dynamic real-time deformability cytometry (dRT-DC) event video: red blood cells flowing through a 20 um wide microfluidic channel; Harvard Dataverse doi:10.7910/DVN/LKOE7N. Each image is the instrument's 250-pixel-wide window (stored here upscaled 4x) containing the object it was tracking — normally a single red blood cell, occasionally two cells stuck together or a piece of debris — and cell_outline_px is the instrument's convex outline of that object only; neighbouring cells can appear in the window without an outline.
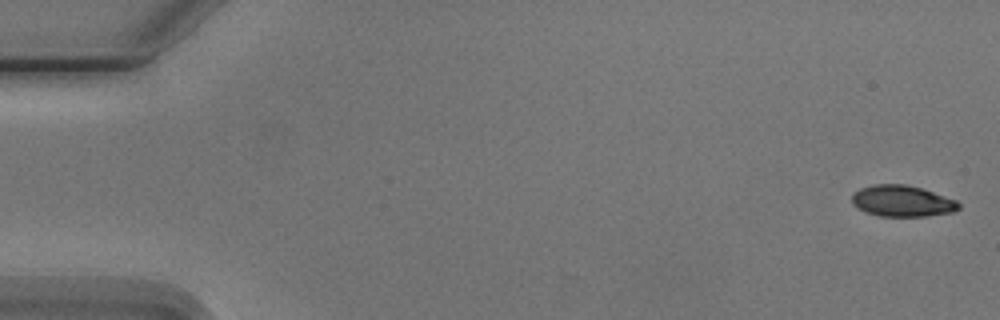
{"species": "Egyptian fruit bat (a non-hibernating species)", "species_latin": "Rousettus aegyptiacus", "temperature_condition": "cold", "stored_images_in_passage": 6, "camera_frame_rate_fps": 3000, "um_per_image_px": 0.085, "animal": {"sex": "male"}, "frame": {"image": 1, "passage_image": 1, "time_ms": 0.0, "image_size_px": [1000, 320], "cell_outline_px": [[960, 208], [952, 212], [924, 216], [880, 216], [868, 212], [852, 204], [852, 196], [860, 188], [872, 184], [904, 184], [920, 188], [956, 200], [960, 204]], "centroid_in_image_um": [76.68, 17.08], "position_along_channel_um": 8.3, "area_um2": 19.13}}
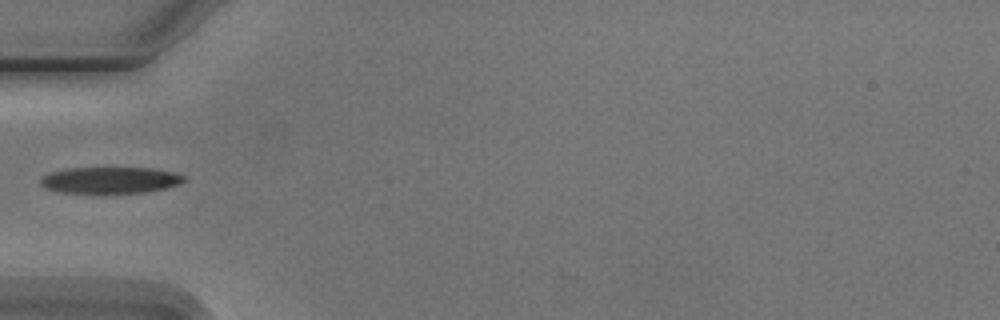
{"frame": {"image": 2, "passage_image": 5, "time_ms": 5.667, "image_size_px": [1000, 320], "cell_outline_px": [[184, 180], [180, 184], [164, 188], [144, 192], [60, 192], [44, 188], [40, 184], [40, 180], [48, 172], [68, 168], [152, 168], [172, 172], [184, 176]], "centroid_in_image_um": [9.32, 15.3], "position_along_channel_um": 75.7, "area_um2": 21.73}}
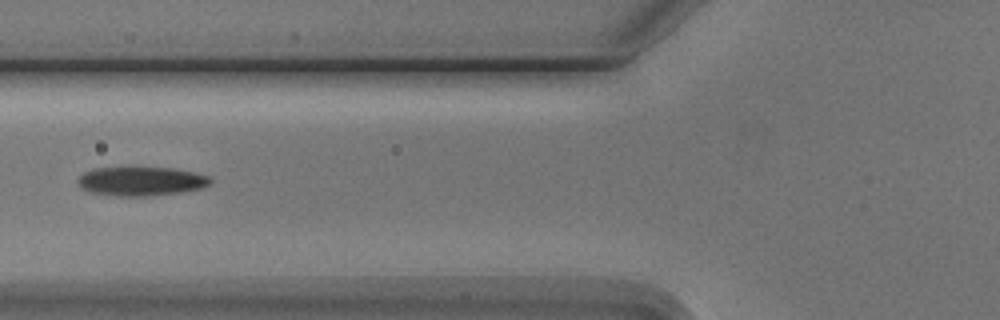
{"frame": {"image": 3, "passage_image": 6, "time_ms": 6.667, "image_size_px": [1000, 320], "cell_outline_px": [[212, 184], [200, 188], [184, 192], [148, 196], [116, 196], [92, 192], [80, 188], [76, 180], [84, 172], [96, 168], [172, 168], [192, 172], [208, 176], [212, 180]], "centroid_in_image_um": [11.99, 15.42], "position_along_channel_um": 113.8, "area_um2": 22.31}}